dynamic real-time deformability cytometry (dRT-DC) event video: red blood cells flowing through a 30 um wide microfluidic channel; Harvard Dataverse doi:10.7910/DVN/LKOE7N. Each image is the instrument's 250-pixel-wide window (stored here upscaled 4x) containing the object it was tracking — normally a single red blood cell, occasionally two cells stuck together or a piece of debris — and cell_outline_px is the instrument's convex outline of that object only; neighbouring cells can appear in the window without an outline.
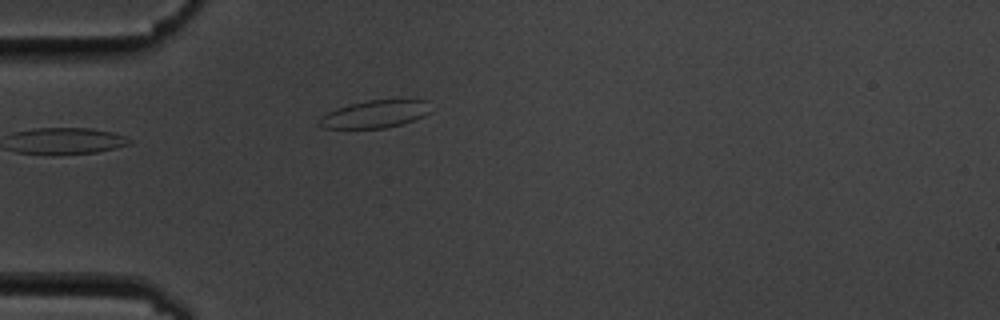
{"species": "common noctule bat (a hibernating species)", "species_latin": "Nyctalus noctula", "temperature_condition": "cold", "stored_images_in_passage": 3, "camera_frame_rate_fps": 3000, "um_per_image_px": 0.085, "animal": {"sex": "male", "body_mass_g": 19.5, "forearm_length_mm": 54.6}, "frame": {"image": 1, "passage_image": 3, "time_ms": 2.333, "image_size_px": [1000, 320], "cell_outline_px": [[432, 112], [424, 116], [400, 124], [384, 128], [324, 128], [316, 124], [328, 112], [336, 108], [368, 100], [428, 100]], "centroid_in_image_um": [31.91, 9.7], "position_along_channel_um": 53.1, "area_um2": 17.69}}